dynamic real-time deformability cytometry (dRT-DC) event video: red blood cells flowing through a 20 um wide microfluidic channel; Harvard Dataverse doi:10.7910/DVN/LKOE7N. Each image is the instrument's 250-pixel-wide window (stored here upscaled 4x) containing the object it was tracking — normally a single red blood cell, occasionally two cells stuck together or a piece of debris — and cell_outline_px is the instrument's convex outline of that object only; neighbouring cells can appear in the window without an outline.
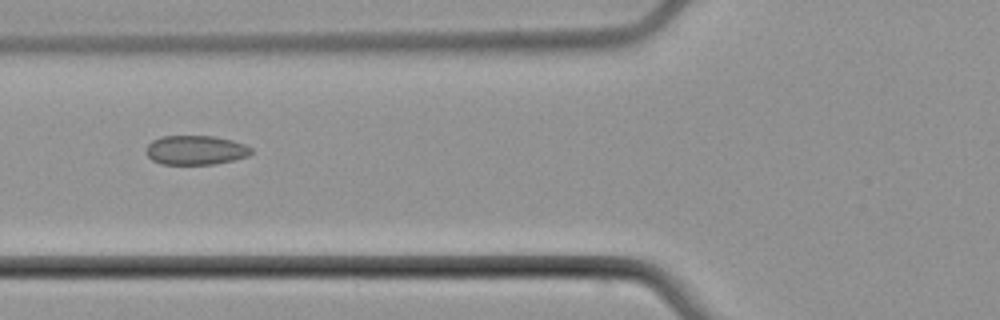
{"species": "common noctule bat (a hibernating species)", "species_latin": "Nyctalus noctula", "temperature_condition": "cold", "stored_images_in_passage": 8, "camera_frame_rate_fps": 3000, "um_per_image_px": 0.085, "animal": {"sex": "male", "body_mass_g": 21.5, "forearm_length_mm": 52.0}, "frame": {"image": 1, "passage_image": 6, "time_ms": 6.333, "image_size_px": [1000, 320], "cell_outline_px": [[252, 152], [248, 156], [232, 160], [212, 164], [160, 164], [152, 160], [144, 152], [148, 144], [152, 140], [160, 136], [212, 136], [232, 140], [244, 144], [252, 148]], "centroid_in_image_um": [16.59, 12.75], "position_along_channel_um": 109.2, "area_um2": 17.98}}
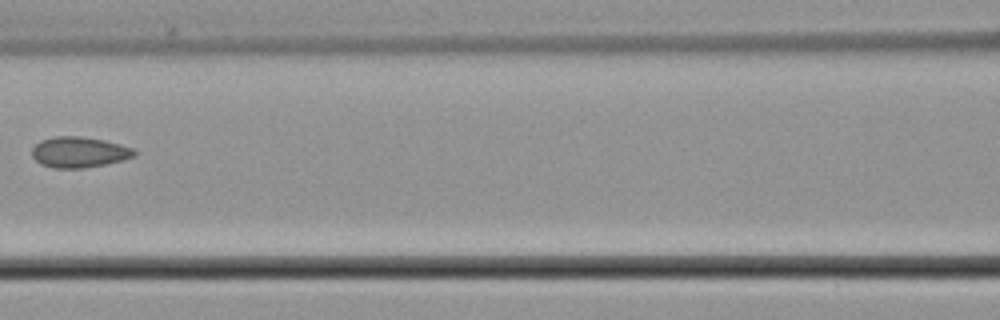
{"frame": {"image": 2, "passage_image": 7, "time_ms": 7.667, "image_size_px": [1000, 320], "cell_outline_px": [[136, 156], [104, 164], [84, 168], [52, 168], [40, 164], [32, 156], [32, 148], [40, 140], [56, 136], [80, 136], [104, 140], [120, 144], [132, 148], [136, 152]], "centroid_in_image_um": [6.69, 12.93], "position_along_channel_um": 159.9, "area_um2": 18.26}}
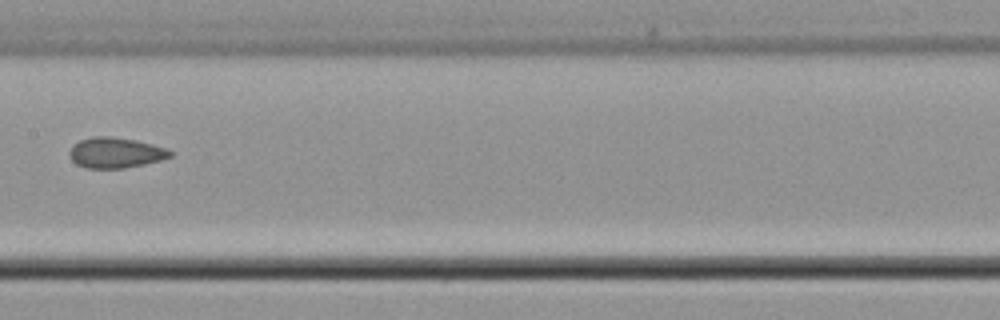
{"frame": {"image": 3, "passage_image": 8, "time_ms": 8.667, "image_size_px": [1000, 320], "cell_outline_px": [[172, 156], [160, 160], [144, 164], [124, 168], [84, 168], [76, 164], [68, 156], [68, 152], [80, 140], [92, 136], [112, 136], [136, 140], [152, 144], [164, 148], [172, 152]], "centroid_in_image_um": [9.79, 12.98], "position_along_channel_um": 197.6, "area_um2": 17.86}}